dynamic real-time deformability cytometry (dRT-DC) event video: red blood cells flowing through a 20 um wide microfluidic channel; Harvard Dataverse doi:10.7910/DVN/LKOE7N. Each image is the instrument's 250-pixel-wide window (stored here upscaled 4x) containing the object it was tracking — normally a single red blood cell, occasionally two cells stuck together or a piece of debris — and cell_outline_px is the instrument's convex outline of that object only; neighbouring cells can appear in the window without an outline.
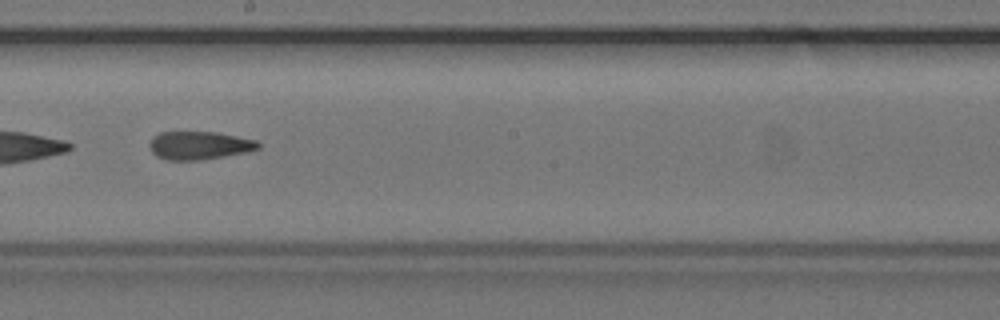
{"species": "common noctule bat (a hibernating species)", "species_latin": "Nyctalus noctula", "temperature_condition": "cold", "stored_images_in_passage": 34, "segment_of_instrument_passage": [2, 2], "camera_frame_rate_fps": 3000, "um_per_image_px": 0.085, "animal": {"sex": "female", "body_mass_g": 24.6, "forearm_length_mm": 56.2}, "frame": {"image": 1, "passage_image": 32, "time_ms": 10.333, "image_size_px": [1000, 320], "cell_outline_px": [[260, 148], [248, 152], [200, 160], [164, 160], [156, 156], [152, 152], [148, 144], [160, 132], [216, 132], [256, 140], [260, 144]], "centroid_in_image_um": [16.94, 12.37], "position_along_channel_um": 231.3, "area_um2": 17.8}}